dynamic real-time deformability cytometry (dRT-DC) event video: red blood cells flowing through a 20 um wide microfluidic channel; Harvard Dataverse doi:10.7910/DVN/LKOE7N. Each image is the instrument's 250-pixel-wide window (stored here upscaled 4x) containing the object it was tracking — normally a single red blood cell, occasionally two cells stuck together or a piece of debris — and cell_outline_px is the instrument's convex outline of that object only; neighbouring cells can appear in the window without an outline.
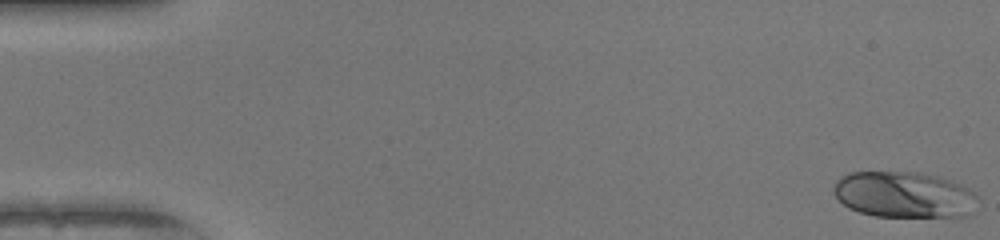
{"species": "human", "species_latin": "Homo sapiens", "temperature_condition": "warm", "stored_images_in_passage": 50, "camera_frame_rate_fps": 3000, "um_per_image_px": 0.085, "donor": {"sex": "female"}, "frame": {"image": 1, "passage_image": 1, "time_ms": 0.0, "image_size_px": [1000, 240], "cell_outline_px": [[980, 200], [972, 212], [968, 216], [876, 216], [860, 212], [848, 208], [836, 196], [832, 188], [836, 180], [840, 176], [848, 172], [920, 172], [940, 176], [960, 184], [968, 188], [980, 196]], "centroid_in_image_um": [76.88, 16.53], "position_along_channel_um": 8.1, "area_um2": 39.13}}
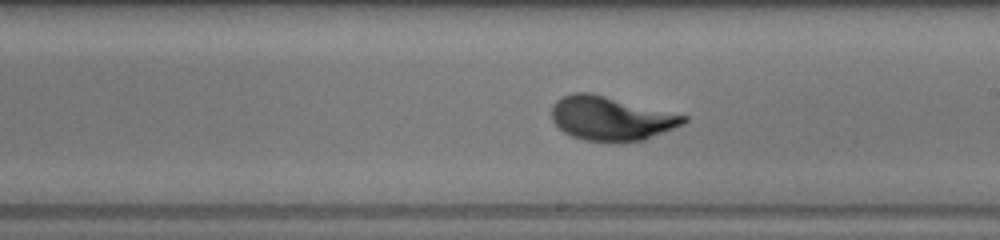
{"frame": {"image": 2, "passage_image": 29, "time_ms": 9.333, "image_size_px": [1000, 240], "cell_outline_px": [[688, 120], [684, 124], [644, 140], [584, 140], [572, 136], [564, 132], [552, 120], [552, 104], [556, 100], [572, 92], [588, 92], [688, 116]], "centroid_in_image_um": [51.92, 10.04], "position_along_channel_um": 237.1, "area_um2": 33.18}}
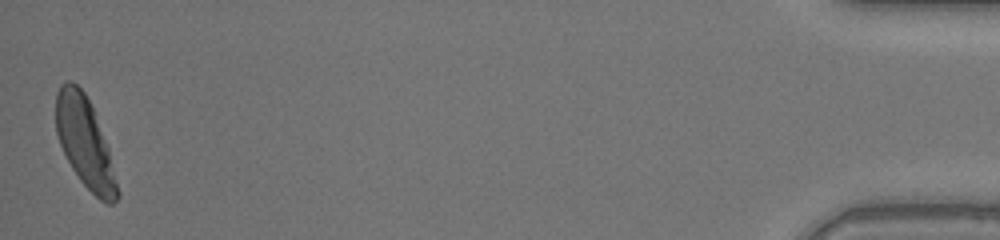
{"frame": {"image": 3, "passage_image": 50, "time_ms": 16.333, "image_size_px": [1000, 240], "cell_outline_px": [[120, 196], [112, 204], [108, 204], [100, 200], [80, 180], [72, 168], [60, 144], [56, 132], [56, 92], [60, 84], [68, 80], [72, 80], [84, 92], [92, 108], [108, 148], [120, 192]], "centroid_in_image_um": [7.21, 12.12], "position_along_channel_um": 428.0, "area_um2": 31.79}, "authors_computed_cell_mechanics": {"area_um2": 33.0616, "velocity_mm_per_s": 4.0942, "shape_relaxation_time_tau1_ms": 2.7415, "shape_relaxation_time_tau2_ms": null, "deformation_change_tau1": 0.197, "deformation_change_tau2": null}}